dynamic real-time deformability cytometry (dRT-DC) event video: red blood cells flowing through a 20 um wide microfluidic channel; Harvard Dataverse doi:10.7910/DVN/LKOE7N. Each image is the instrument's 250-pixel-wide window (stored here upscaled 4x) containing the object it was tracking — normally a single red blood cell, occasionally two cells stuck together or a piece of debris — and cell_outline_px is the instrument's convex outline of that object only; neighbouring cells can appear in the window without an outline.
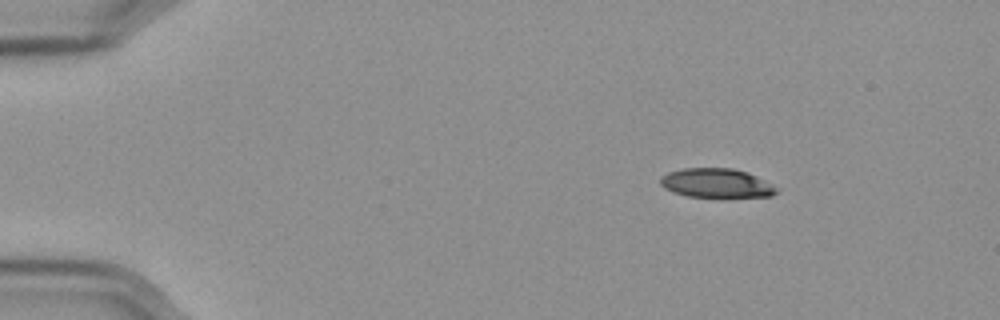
{"species": "Egyptian fruit bat (a non-hibernating species)", "species_latin": "Rousettus aegyptiacus", "temperature_condition": "cold", "stored_images_in_passage": 50, "camera_frame_rate_fps": 3000, "um_per_image_px": 0.085, "frame": {"image": 1, "passage_image": 1, "time_ms": 0.0, "image_size_px": [1000, 320], "cell_outline_px": [[776, 192], [772, 196], [724, 200], [688, 196], [672, 192], [664, 188], [660, 184], [660, 176], [668, 172], [684, 168], [732, 168], [748, 172], [756, 176], [776, 188]], "centroid_in_image_um": [60.88, 15.62], "position_along_channel_um": 24.1, "area_um2": 20.58}}
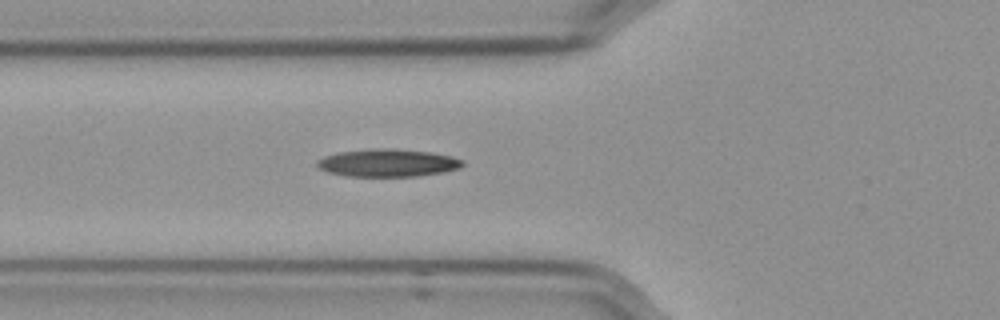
{"frame": {"image": 2, "passage_image": 14, "time_ms": 4.333, "image_size_px": [1000, 320], "cell_outline_px": [[464, 164], [460, 168], [444, 172], [416, 176], [344, 176], [328, 172], [320, 168], [316, 164], [316, 160], [324, 156], [340, 152], [380, 148], [392, 148], [428, 152], [452, 156], [464, 160]], "centroid_in_image_um": [32.97, 13.85], "position_along_channel_um": 92.8, "area_um2": 23.41}}
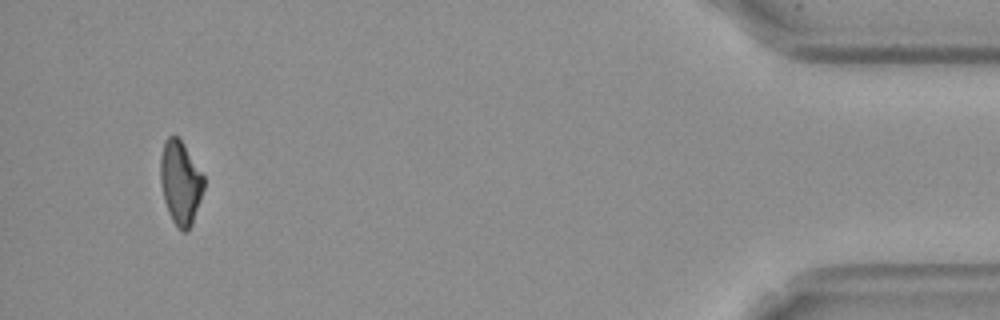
{"frame": {"image": 3, "passage_image": 47, "time_ms": 15.333, "image_size_px": [1000, 320], "cell_outline_px": [[204, 188], [192, 224], [188, 232], [180, 232], [176, 228], [168, 212], [164, 200], [160, 184], [160, 156], [164, 140], [168, 136], [176, 136], [180, 140], [204, 176]], "centroid_in_image_um": [15.31, 15.57], "position_along_channel_um": 419.9, "area_um2": 21.21}, "authors_computed_cell_mechanics": {"area_um2": 22.0796, "velocity_mm_per_s": 3.5824, "shape_relaxation_time_tau1_ms": 6.2096, "shape_relaxation_time_tau2_ms": 8.0941, "deformation_change_tau1": 0.1506, "deformation_change_tau2": 0.1735}}